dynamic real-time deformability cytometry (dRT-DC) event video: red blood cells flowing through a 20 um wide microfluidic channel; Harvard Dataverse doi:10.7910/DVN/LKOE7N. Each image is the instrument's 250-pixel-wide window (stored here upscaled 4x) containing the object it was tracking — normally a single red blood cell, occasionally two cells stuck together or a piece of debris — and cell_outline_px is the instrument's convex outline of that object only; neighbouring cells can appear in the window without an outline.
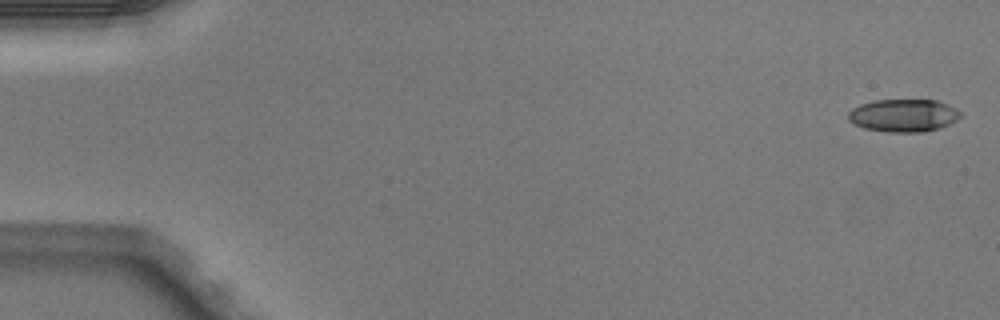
{"species": "Egyptian fruit bat (a non-hibernating species)", "species_latin": "Rousettus aegyptiacus", "temperature_condition": "warm", "stored_images_in_passage": 6, "camera_frame_rate_fps": 3000, "um_per_image_px": 0.085, "animal": {"sex": "male"}, "frame": {"image": 1, "passage_image": 1, "time_ms": 0.0, "image_size_px": [1000, 320], "cell_outline_px": [[960, 116], [956, 120], [940, 128], [920, 132], [888, 132], [864, 128], [848, 120], [848, 112], [852, 108], [860, 104], [872, 100], [936, 100], [948, 104], [956, 108], [960, 112]], "centroid_in_image_um": [76.78, 9.8], "position_along_channel_um": 8.2, "area_um2": 21.39}}
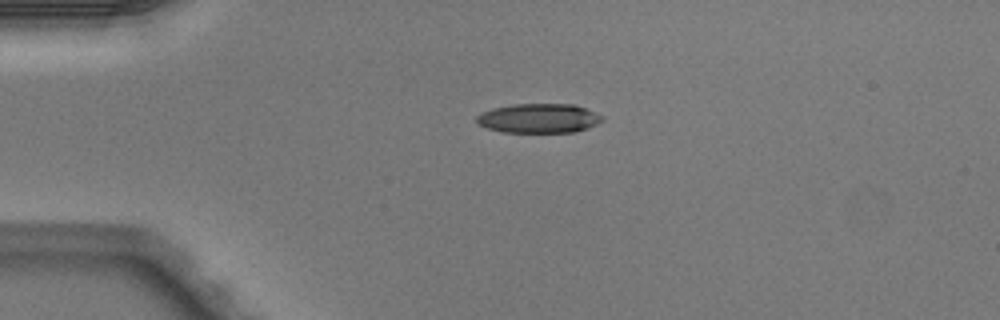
{"frame": {"image": 2, "passage_image": 4, "time_ms": 1.0, "image_size_px": [1000, 320], "cell_outline_px": [[604, 120], [588, 128], [576, 132], [504, 132], [488, 128], [480, 124], [476, 120], [476, 116], [480, 112], [492, 108], [512, 104], [576, 104], [604, 116]], "centroid_in_image_um": [45.82, 10.04], "position_along_channel_um": 39.2, "area_um2": 21.62}}